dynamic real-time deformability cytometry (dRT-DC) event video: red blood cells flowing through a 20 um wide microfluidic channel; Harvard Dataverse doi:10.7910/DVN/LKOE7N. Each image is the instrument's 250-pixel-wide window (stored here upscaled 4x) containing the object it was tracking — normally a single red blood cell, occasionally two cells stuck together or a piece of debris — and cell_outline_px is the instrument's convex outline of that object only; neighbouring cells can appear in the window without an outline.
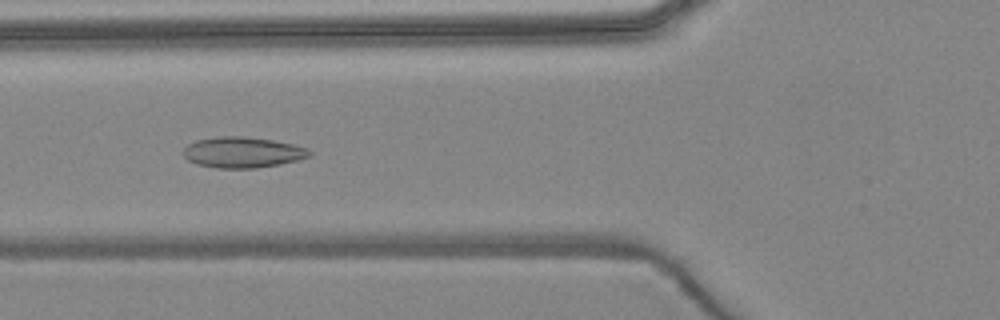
{"species": "common noctule bat (a hibernating species)", "species_latin": "Nyctalus noctula", "temperature_condition": "warm", "stored_images_in_passage": 6, "camera_frame_rate_fps": 3000, "um_per_image_px": 0.085, "animal": {"sex": "female", "body_mass_g": 24.6, "forearm_length_mm": 56.2}, "frame": {"image": 1, "passage_image": 5, "time_ms": 4.667, "image_size_px": [1000, 320], "cell_outline_px": [[312, 156], [280, 164], [256, 168], [216, 168], [196, 164], [188, 160], [184, 156], [184, 148], [188, 144], [196, 140], [220, 136], [244, 136], [272, 140], [292, 144], [308, 148], [312, 152]], "centroid_in_image_um": [20.63, 12.95], "position_along_channel_um": 105.2, "area_um2": 22.66}}
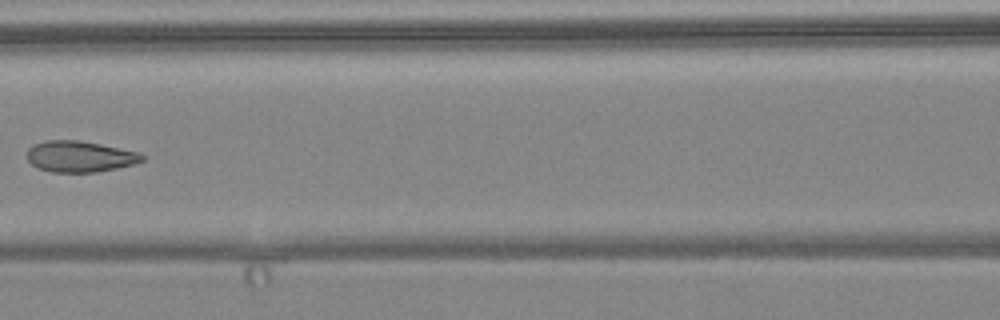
{"frame": {"image": 2, "passage_image": 6, "time_ms": 6.0, "image_size_px": [1000, 320], "cell_outline_px": [[144, 160], [132, 164], [116, 168], [96, 172], [52, 172], [36, 168], [28, 160], [28, 148], [32, 144], [44, 140], [80, 140], [140, 152], [144, 156]], "centroid_in_image_um": [6.76, 13.29], "position_along_channel_um": 159.8, "area_um2": 20.92}}